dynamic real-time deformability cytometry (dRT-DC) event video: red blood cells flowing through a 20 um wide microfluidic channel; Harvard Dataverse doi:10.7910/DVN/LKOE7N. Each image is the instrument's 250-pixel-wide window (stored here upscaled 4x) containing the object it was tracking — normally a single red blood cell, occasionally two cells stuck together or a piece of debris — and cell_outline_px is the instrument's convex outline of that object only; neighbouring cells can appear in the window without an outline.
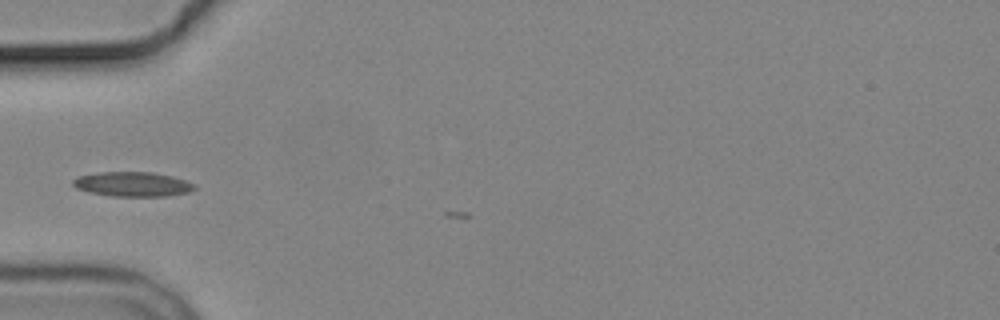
{"species": "common noctule bat (a hibernating species)", "species_latin": "Nyctalus noctula", "temperature_condition": "cold", "stored_images_in_passage": 4, "camera_frame_rate_fps": 3000, "um_per_image_px": 0.085, "animal": {"sex": "male", "body_mass_g": 19.2, "forearm_length_mm": 51.8}, "frame": {"image": 1, "passage_image": 4, "time_ms": 4.333, "image_size_px": [1000, 320], "cell_outline_px": [[196, 188], [188, 192], [168, 196], [112, 196], [88, 192], [76, 188], [72, 184], [72, 180], [80, 176], [100, 172], [152, 172], [172, 176], [196, 184]], "centroid_in_image_um": [11.28, 15.66], "position_along_channel_um": 73.7, "area_um2": 17.4}}